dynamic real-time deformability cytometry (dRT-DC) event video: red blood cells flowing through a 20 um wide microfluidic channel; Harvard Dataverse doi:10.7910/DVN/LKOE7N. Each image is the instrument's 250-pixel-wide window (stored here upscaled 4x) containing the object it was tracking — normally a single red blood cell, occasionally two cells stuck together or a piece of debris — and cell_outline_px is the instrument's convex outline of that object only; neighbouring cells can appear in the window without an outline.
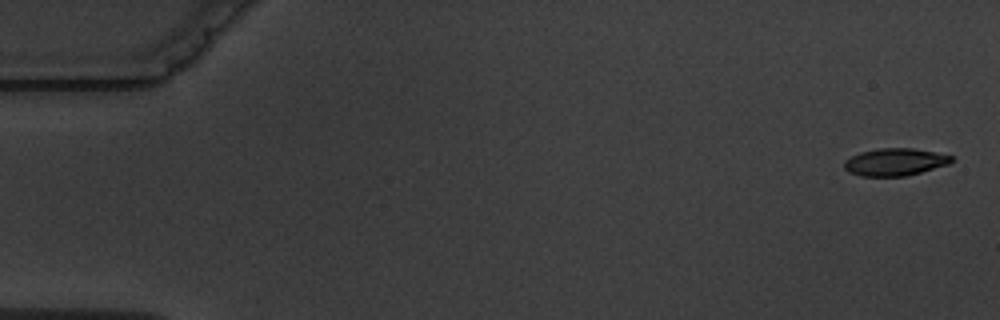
{"species": "common noctule bat (a hibernating species)", "species_latin": "Nyctalus noctula", "temperature_condition": "warm", "stored_images_in_passage": 6, "camera_frame_rate_fps": 3000, "um_per_image_px": 0.085, "animal": {"sex": "male", "body_mass_g": 19.5, "forearm_length_mm": 54.6}, "frame": {"image": 1, "passage_image": 1, "time_ms": 0.0, "image_size_px": [1000, 320], "cell_outline_px": [[952, 160], [948, 164], [920, 172], [904, 176], [860, 176], [848, 172], [844, 168], [844, 160], [860, 152], [880, 148], [912, 148], [936, 152], [952, 156]], "centroid_in_image_um": [76.03, 13.77], "position_along_channel_um": 9.0, "area_um2": 16.99}}